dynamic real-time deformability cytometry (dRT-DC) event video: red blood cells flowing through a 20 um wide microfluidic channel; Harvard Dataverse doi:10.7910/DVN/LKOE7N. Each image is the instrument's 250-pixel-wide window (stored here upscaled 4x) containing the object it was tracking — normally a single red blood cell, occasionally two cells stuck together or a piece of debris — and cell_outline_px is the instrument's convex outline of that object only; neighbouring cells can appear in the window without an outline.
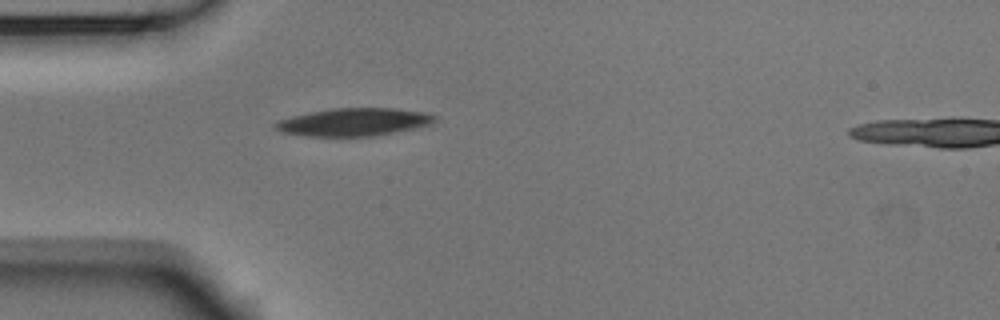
{"species": "Egyptian fruit bat (a non-hibernating species)", "species_latin": "Rousettus aegyptiacus", "temperature_condition": "room temperature", "stored_images_in_passage": 36, "camera_frame_rate_fps": 3000, "um_per_image_px": 0.085, "animal": {"sex": "male"}, "frame": {"image": 1, "passage_image": 1, "time_ms": 0.0, "image_size_px": [1000, 320], "cell_outline_px": [[436, 120], [432, 124], [372, 136], [308, 136], [280, 132], [272, 128], [272, 124], [276, 120], [308, 112], [332, 108], [392, 108], [424, 112], [436, 116]], "centroid_in_image_um": [29.98, 10.37], "position_along_channel_um": 55.0, "area_um2": 25.84}}
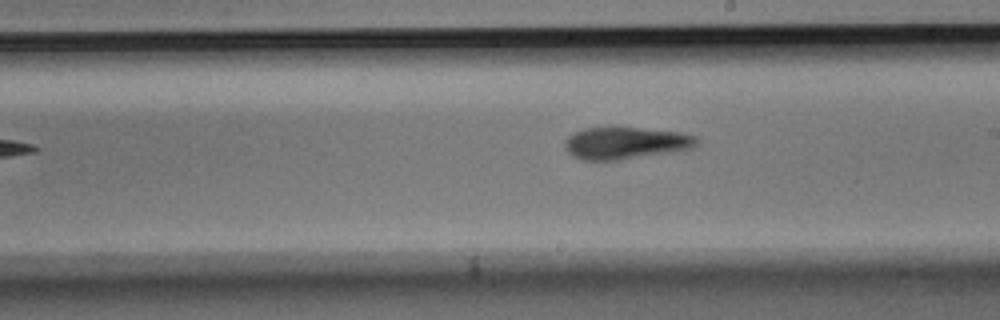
{"frame": {"image": 2, "passage_image": 16, "time_ms": 5.0, "image_size_px": [1000, 320], "cell_outline_px": [[700, 140], [692, 148], [616, 160], [580, 160], [572, 156], [564, 148], [564, 140], [572, 132], [584, 128], [616, 124], [680, 132], [696, 136]], "centroid_in_image_um": [53.09, 12.1], "position_along_channel_um": 235.9, "area_um2": 25.49}}
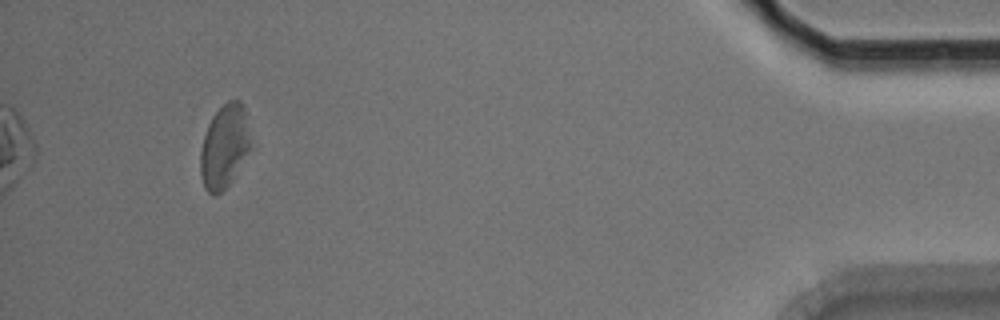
{"frame": {"image": 3, "passage_image": 36, "time_ms": 11.667, "image_size_px": [1000, 320], "cell_outline_px": [[256, 144], [228, 184], [216, 196], [212, 196], [204, 188], [200, 176], [200, 152], [204, 136], [208, 124], [212, 116], [228, 100], [240, 100], [244, 104]], "centroid_in_image_um": [19.15, 12.42], "position_along_channel_um": 416.1, "area_um2": 25.43}, "authors_computed_cell_mechanics": {"area_um2": 25.5765, "velocity_mm_per_s": 3.7283, "shape_relaxation_time_tau1_ms": 3.4303, "shape_relaxation_time_tau2_ms": null, "deformation_change_tau1": 0.1175, "deformation_change_tau2": null}}